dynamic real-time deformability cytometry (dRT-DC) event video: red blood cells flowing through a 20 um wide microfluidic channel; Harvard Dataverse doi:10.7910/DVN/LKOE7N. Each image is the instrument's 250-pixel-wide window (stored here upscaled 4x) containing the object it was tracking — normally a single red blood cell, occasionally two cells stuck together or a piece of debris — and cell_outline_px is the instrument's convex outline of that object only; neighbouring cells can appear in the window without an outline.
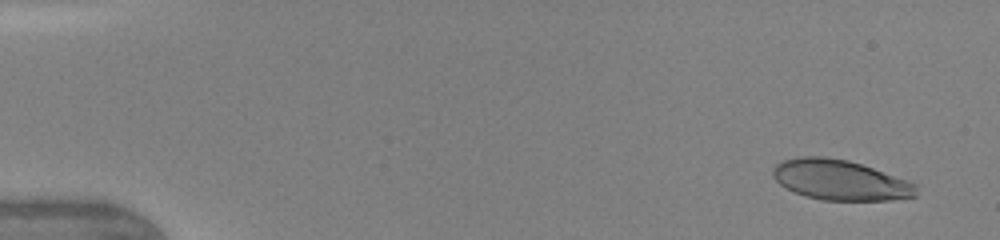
{"species": "human", "species_latin": "Homo sapiens", "temperature_condition": "warm", "stored_images_in_passage": 13, "camera_frame_rate_fps": 3000, "um_per_image_px": 0.085, "donor": {"sex": "female"}, "frame": {"image": 1, "passage_image": 3, "time_ms": 0.667, "image_size_px": [1000, 240], "cell_outline_px": [[916, 196], [892, 200], [824, 200], [804, 196], [780, 184], [772, 176], [772, 168], [776, 164], [784, 160], [796, 156], [824, 156], [848, 160], [872, 168], [916, 184]], "centroid_in_image_um": [71.37, 15.29], "position_along_channel_um": 13.6, "area_um2": 33.35}}
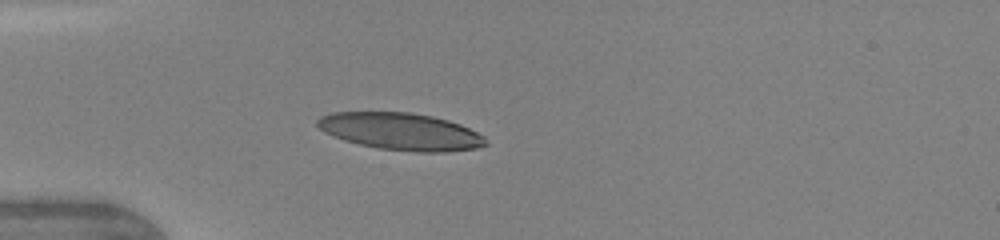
{"frame": {"image": 2, "passage_image": 12, "time_ms": 4.333, "image_size_px": [1000, 240], "cell_outline_px": [[488, 144], [476, 148], [448, 152], [420, 152], [380, 148], [360, 144], [344, 140], [332, 136], [324, 132], [316, 124], [316, 120], [320, 116], [332, 112], [408, 112], [432, 116], [448, 120], [460, 124], [484, 136], [488, 140]], "centroid_in_image_um": [34.07, 11.17], "position_along_channel_um": 50.9, "area_um2": 36.41}}